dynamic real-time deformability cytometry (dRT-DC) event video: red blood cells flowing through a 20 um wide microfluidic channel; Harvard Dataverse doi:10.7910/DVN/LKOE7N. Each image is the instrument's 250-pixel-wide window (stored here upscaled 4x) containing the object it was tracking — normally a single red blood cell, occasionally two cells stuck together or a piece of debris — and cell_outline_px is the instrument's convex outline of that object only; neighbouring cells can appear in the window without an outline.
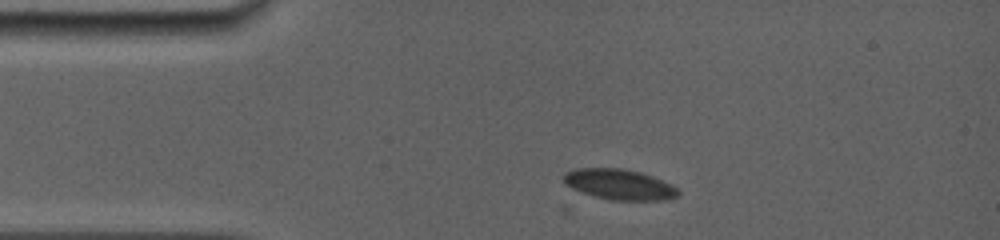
{"species": "common noctule bat (a hibernating species)", "species_latin": "Nyctalus noctula", "temperature_condition": "room temperature", "stored_images_in_passage": 57, "camera_frame_rate_fps": 5000, "um_per_image_px": 0.085, "animal": {"sex": "female", "body_mass_g": 19.0, "forearm_length_mm": 56.7}, "frame": {"image": 1, "passage_image": 1, "time_ms": 0.0, "image_size_px": [1000, 240], "cell_outline_px": [[680, 196], [668, 200], [612, 200], [580, 192], [564, 184], [564, 172], [576, 168], [620, 168], [640, 172], [652, 176], [672, 184], [680, 192]], "centroid_in_image_um": [52.66, 15.68], "position_along_channel_um": 32.3, "area_um2": 20.46}}
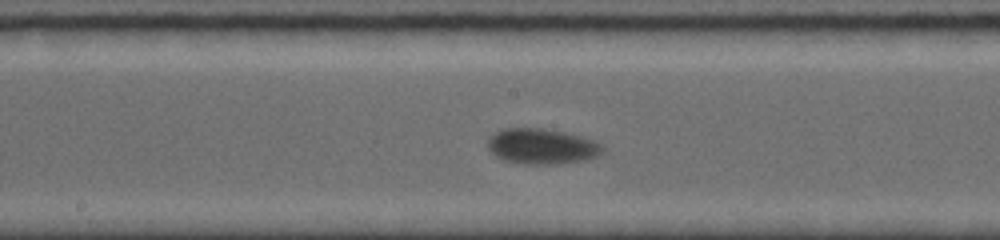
{"frame": {"image": 2, "passage_image": 27, "time_ms": 5.6, "image_size_px": [1000, 240], "cell_outline_px": [[604, 148], [596, 156], [584, 160], [560, 164], [524, 164], [504, 160], [496, 156], [488, 148], [488, 136], [504, 128], [544, 128], [564, 132], [580, 136], [604, 144]], "centroid_in_image_um": [46.04, 12.43], "position_along_channel_um": 202.2, "area_um2": 23.76}}
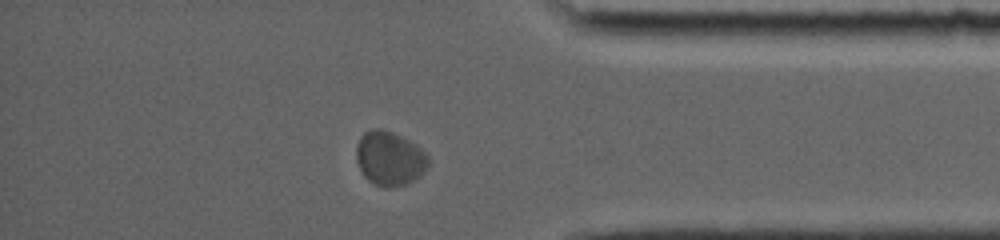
{"frame": {"image": 3, "passage_image": 49, "time_ms": 11.2, "image_size_px": [1000, 240], "cell_outline_px": [[428, 168], [420, 176], [408, 184], [392, 188], [384, 188], [368, 180], [364, 176], [356, 160], [356, 144], [360, 136], [364, 132], [372, 128], [380, 128], [392, 132], [416, 144], [428, 152]], "centroid_in_image_um": [33.13, 13.47], "position_along_channel_um": 402.1, "area_um2": 23.18}, "authors_computed_cell_mechanics": {"area_um2": 21.964, "velocity_mm_per_s": 3.6785, "shape_relaxation_time_tau1_ms": 1.1193, "shape_relaxation_time_tau2_ms": null, "deformation_change_tau1": 0.0607, "deformation_change_tau2": null}}